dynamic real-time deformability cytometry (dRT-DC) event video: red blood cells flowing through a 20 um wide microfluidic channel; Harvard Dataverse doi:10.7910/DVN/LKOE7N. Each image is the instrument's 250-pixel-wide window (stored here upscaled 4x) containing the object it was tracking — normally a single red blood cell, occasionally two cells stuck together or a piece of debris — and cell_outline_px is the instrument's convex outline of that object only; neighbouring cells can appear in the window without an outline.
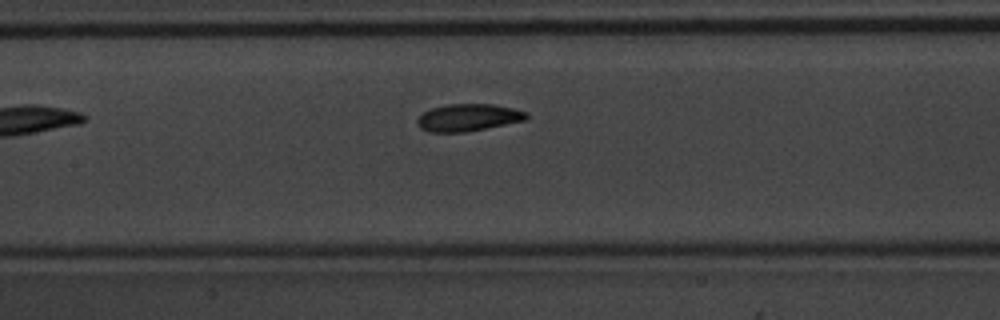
{"species": "common noctule bat (a hibernating species)", "species_latin": "Nyctalus noctula", "temperature_condition": "warm", "stored_images_in_passage": 4, "camera_frame_rate_fps": 3000, "um_per_image_px": 0.085, "animal": {"sex": "male", "body_mass_g": 20.1, "forearm_length_mm": 53.5}, "frame": {"image": 1, "passage_image": 4, "time_ms": 1.0, "image_size_px": [1000, 320], "cell_outline_px": [[528, 120], [468, 132], [428, 132], [420, 128], [416, 124], [416, 120], [424, 112], [432, 108], [448, 104], [492, 104], [512, 108], [528, 112]], "centroid_in_image_um": [39.82, 10.0], "position_along_channel_um": 167.6, "area_um2": 17.51}}